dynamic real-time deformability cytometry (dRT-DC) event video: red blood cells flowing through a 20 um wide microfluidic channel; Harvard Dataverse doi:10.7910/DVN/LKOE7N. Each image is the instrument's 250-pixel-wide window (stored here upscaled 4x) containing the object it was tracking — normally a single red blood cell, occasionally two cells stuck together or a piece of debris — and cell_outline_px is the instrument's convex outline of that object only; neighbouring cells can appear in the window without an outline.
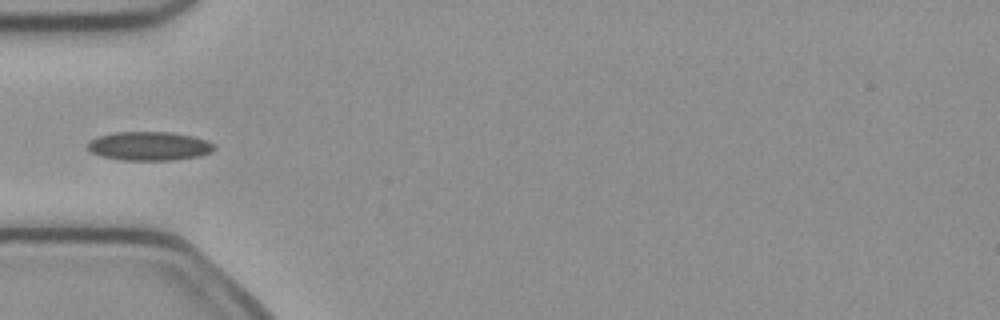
{"species": "common noctule bat (a hibernating species)", "species_latin": "Nyctalus noctula", "temperature_condition": "cold", "stored_images_in_passage": 3, "camera_frame_rate_fps": 3000, "um_per_image_px": 0.085, "animal": {"sex": "female", "body_mass_g": 21.9}, "frame": {"image": 1, "passage_image": 2, "time_ms": 0.333, "image_size_px": [1000, 320], "cell_outline_px": [[216, 148], [212, 152], [200, 156], [172, 160], [120, 160], [100, 156], [84, 148], [84, 144], [88, 140], [100, 136], [116, 132], [172, 132], [192, 136], [208, 140], [216, 144]], "centroid_in_image_um": [12.67, 12.42], "position_along_channel_um": 72.3, "area_um2": 21.68}}